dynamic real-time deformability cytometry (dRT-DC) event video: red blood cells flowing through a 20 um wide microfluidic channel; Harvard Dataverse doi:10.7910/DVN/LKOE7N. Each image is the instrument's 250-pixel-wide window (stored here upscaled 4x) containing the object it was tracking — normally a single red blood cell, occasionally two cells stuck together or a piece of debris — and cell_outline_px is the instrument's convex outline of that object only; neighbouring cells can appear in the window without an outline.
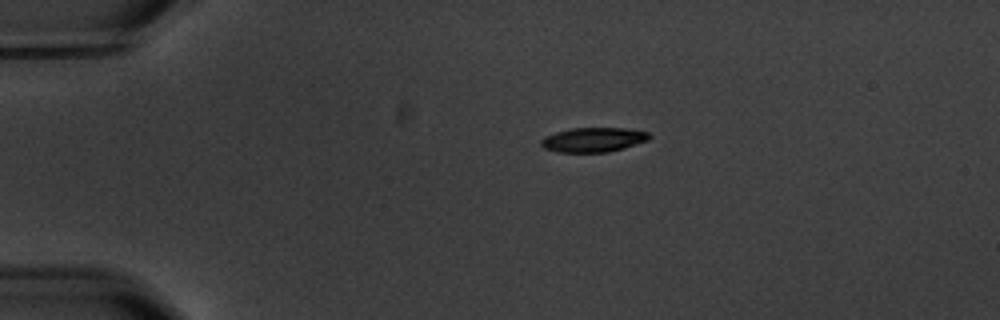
{"species": "common noctule bat (a hibernating species)", "species_latin": "Nyctalus noctula", "temperature_condition": "warm", "stored_images_in_passage": 5, "camera_frame_rate_fps": 3000, "um_per_image_px": 0.085, "animal": {"sex": "male", "body_mass_g": 20.1, "forearm_length_mm": 53.5}, "frame": {"image": 1, "passage_image": 1, "time_ms": 0.0, "image_size_px": [1000, 320], "cell_outline_px": [[652, 136], [648, 140], [624, 148], [608, 152], [556, 152], [544, 148], [540, 144], [540, 140], [544, 136], [556, 132], [572, 128], [628, 128], [648, 132]], "centroid_in_image_um": [50.43, 11.87], "position_along_channel_um": 34.6, "area_um2": 15.55}}
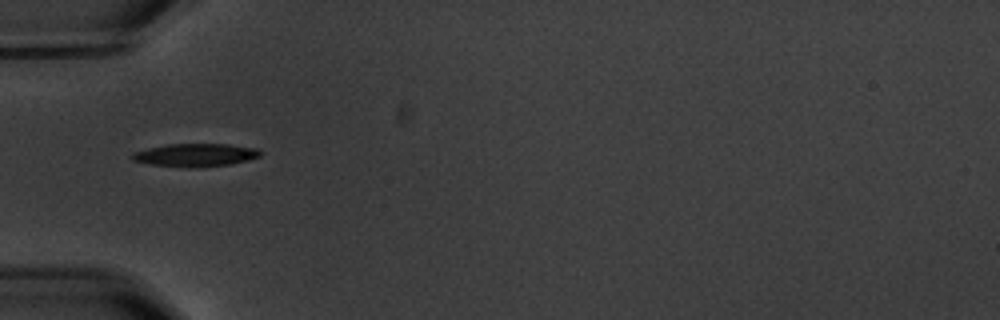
{"frame": {"image": 2, "passage_image": 3, "time_ms": 2.333, "image_size_px": [1000, 320], "cell_outline_px": [[264, 152], [260, 156], [248, 160], [228, 164], [188, 168], [148, 164], [132, 160], [132, 152], [148, 148], [168, 144], [228, 144], [256, 148]], "centroid_in_image_um": [16.6, 13.17], "position_along_channel_um": 68.4, "area_um2": 17.17}}
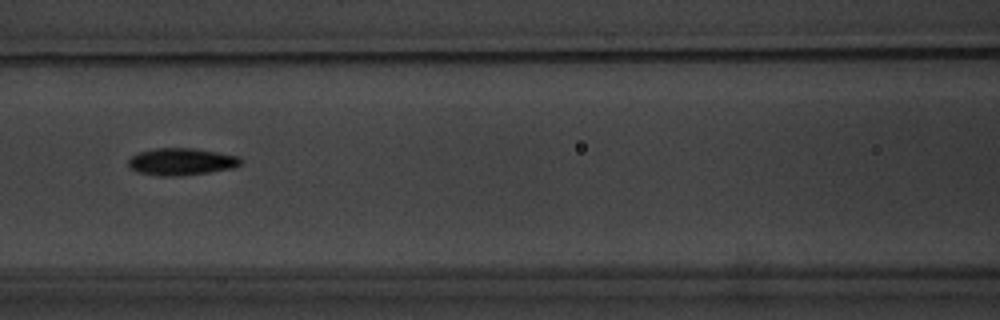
{"frame": {"image": 3, "passage_image": 5, "time_ms": 4.667, "image_size_px": [1000, 320], "cell_outline_px": [[244, 160], [240, 164], [232, 168], [208, 172], [176, 176], [156, 176], [140, 172], [128, 168], [128, 160], [136, 152], [156, 148], [192, 148], [240, 156]], "centroid_in_image_um": [15.39, 13.74], "position_along_channel_um": 151.2, "area_um2": 17.8}}